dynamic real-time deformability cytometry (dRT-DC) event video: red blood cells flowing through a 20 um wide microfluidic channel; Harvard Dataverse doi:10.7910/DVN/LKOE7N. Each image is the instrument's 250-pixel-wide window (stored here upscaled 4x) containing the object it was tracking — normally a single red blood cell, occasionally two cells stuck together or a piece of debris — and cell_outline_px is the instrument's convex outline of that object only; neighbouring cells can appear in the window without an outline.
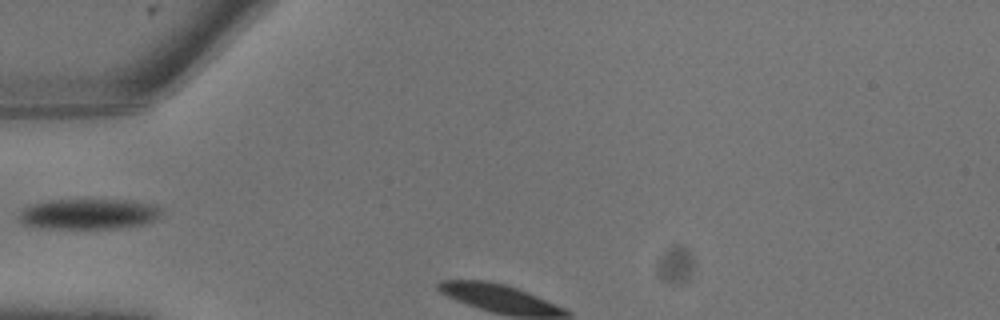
{"species": "common noctule bat (a hibernating species)", "species_latin": "Nyctalus noctula", "temperature_condition": "warm", "stored_images_in_passage": 2, "camera_frame_rate_fps": 3000, "um_per_image_px": 0.085, "animal": {"sex": "male", "body_mass_g": 13.3}, "frame": {"image": 1, "passage_image": 1, "time_ms": 0.0, "image_size_px": [1000, 320], "cell_outline_px": [[160, 216], [156, 220], [144, 224], [120, 228], [40, 228], [24, 224], [16, 220], [16, 216], [24, 208], [32, 204], [48, 200], [124, 200], [156, 204], [160, 208]], "centroid_in_image_um": [7.51, 18.19], "position_along_channel_um": 77.5, "area_um2": 25.49}}